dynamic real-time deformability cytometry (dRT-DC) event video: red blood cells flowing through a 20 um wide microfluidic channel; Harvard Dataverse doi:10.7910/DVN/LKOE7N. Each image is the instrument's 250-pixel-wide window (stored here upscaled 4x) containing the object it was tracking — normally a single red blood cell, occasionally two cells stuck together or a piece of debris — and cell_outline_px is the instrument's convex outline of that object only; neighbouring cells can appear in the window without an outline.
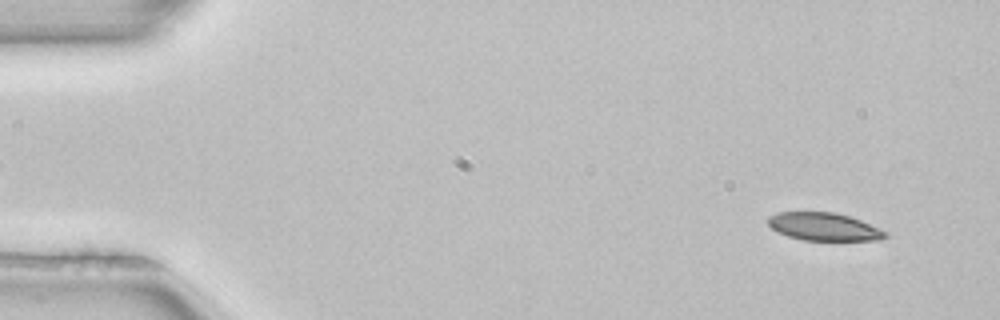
{"species": "common noctule bat (a hibernating species)", "species_latin": "Nyctalus noctula", "temperature_condition": "room temperature", "stored_images_in_passage": 5, "segment_of_instrument_passage": [2, 2], "camera_frame_rate_fps": 3000, "um_per_image_px": 0.085, "animal": {"sex": "female", "body_mass_g": 22.7, "forearm_length_mm": 54.2}, "frame": {"image": 1, "passage_image": 5, "time_ms": 1.333, "image_size_px": [1000, 320], "cell_outline_px": [[888, 236], [880, 240], [804, 240], [788, 236], [776, 232], [764, 220], [768, 216], [776, 212], [836, 212], [860, 220], [888, 232]], "centroid_in_image_um": [69.99, 19.26], "position_along_channel_um": 15.0, "area_um2": 19.19}}